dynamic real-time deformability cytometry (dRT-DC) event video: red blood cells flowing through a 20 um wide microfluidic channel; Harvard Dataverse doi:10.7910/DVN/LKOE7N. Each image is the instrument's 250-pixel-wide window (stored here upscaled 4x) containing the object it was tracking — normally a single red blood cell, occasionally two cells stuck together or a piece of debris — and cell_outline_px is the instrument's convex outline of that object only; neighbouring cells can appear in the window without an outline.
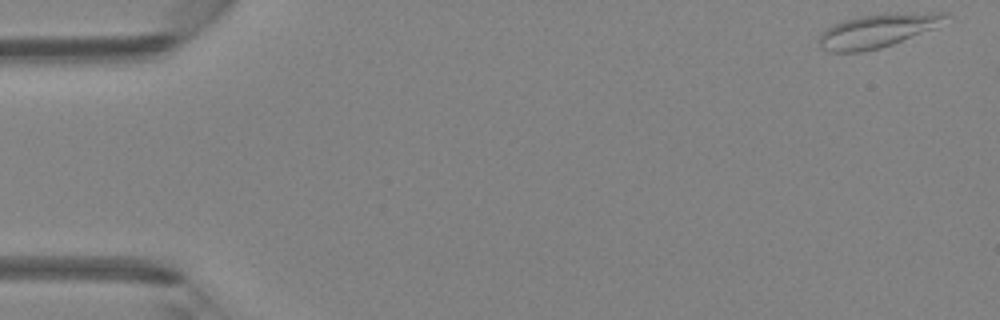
{"species": "Egyptian fruit bat (a non-hibernating species)", "species_latin": "Rousettus aegyptiacus", "temperature_condition": "room temperature", "stored_images_in_passage": 3, "camera_frame_rate_fps": 3000, "um_per_image_px": 0.085, "animal": {"sex": "female"}, "frame": {"image": 1, "passage_image": 1, "time_ms": 0.0, "image_size_px": [1000, 320], "cell_outline_px": [[948, 16], [936, 28], [892, 44], [880, 48], [860, 52], [832, 52], [820, 48], [816, 40], [820, 32], [844, 20], [860, 16], [888, 12], [948, 12]], "centroid_in_image_um": [74.57, 2.6], "position_along_channel_um": 10.4, "area_um2": 25.03}}